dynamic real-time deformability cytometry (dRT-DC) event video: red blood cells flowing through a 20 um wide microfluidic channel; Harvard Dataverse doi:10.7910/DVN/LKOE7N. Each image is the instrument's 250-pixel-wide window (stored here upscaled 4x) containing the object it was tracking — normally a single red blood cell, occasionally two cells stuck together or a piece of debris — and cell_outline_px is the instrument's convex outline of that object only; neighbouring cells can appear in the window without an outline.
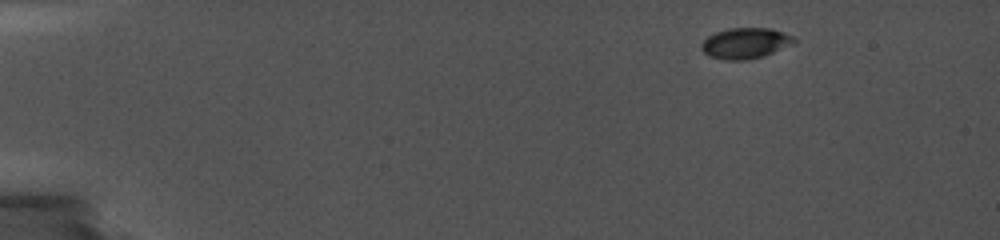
{"species": "common noctule bat (a hibernating species)", "species_latin": "Nyctalus noctula", "temperature_condition": "cold", "stored_images_in_passage": 31, "camera_frame_rate_fps": 5000, "um_per_image_px": 0.085, "animal": {"sex": "female", "body_mass_g": 19.0, "forearm_length_mm": 56.7}, "frame": {"image": 1, "passage_image": 1, "time_ms": 0.0, "image_size_px": [1000, 240], "cell_outline_px": [[796, 44], [764, 56], [748, 60], [724, 60], [708, 56], [700, 48], [700, 44], [708, 36], [716, 32], [728, 28], [772, 28], [784, 32], [792, 36], [796, 40]], "centroid_in_image_um": [63.38, 3.68], "position_along_channel_um": 21.6, "area_um2": 16.94}}
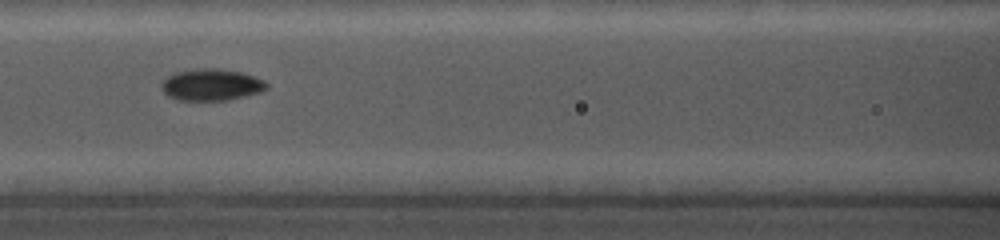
{"frame": {"image": 2, "passage_image": 15, "time_ms": 6.6, "image_size_px": [1000, 240], "cell_outline_px": [[268, 88], [260, 92], [228, 100], [180, 100], [168, 96], [160, 88], [160, 84], [168, 76], [176, 72], [196, 68], [216, 68], [240, 72], [264, 80], [268, 84]], "centroid_in_image_um": [17.95, 7.2], "position_along_channel_um": 148.7, "area_um2": 19.36}}
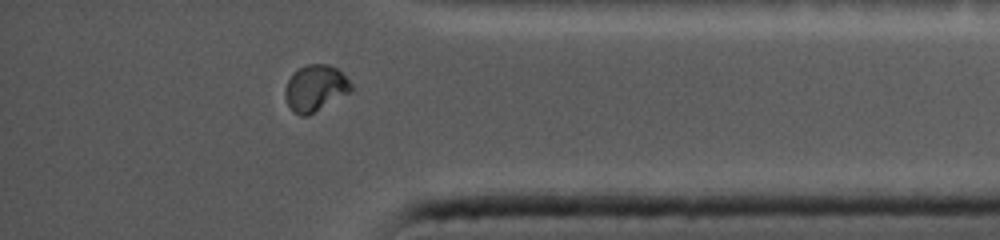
{"frame": {"image": 3, "passage_image": 30, "time_ms": 13.6, "image_size_px": [1000, 240], "cell_outline_px": [[352, 92], [308, 116], [300, 116], [292, 112], [284, 96], [284, 88], [288, 80], [300, 68], [308, 64], [328, 64], [336, 68], [352, 84]], "centroid_in_image_um": [26.8, 7.53], "position_along_channel_um": 408.4, "area_um2": 17.86}}